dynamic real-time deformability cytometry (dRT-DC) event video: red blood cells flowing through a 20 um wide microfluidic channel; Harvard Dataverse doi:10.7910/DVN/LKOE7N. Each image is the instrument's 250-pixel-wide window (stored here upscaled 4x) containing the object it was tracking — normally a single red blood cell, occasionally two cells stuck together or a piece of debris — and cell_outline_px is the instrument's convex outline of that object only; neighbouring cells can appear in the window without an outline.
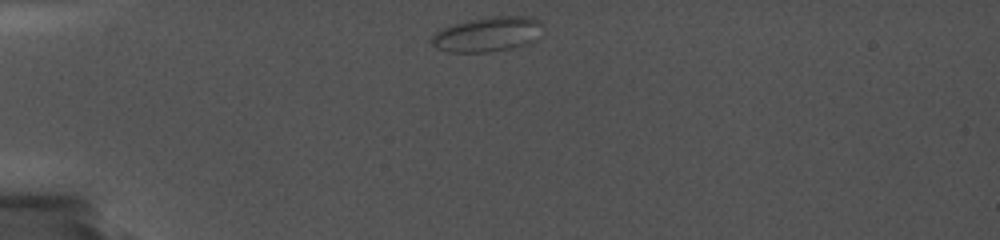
{"species": "common noctule bat (a hibernating species)", "species_latin": "Nyctalus noctula", "temperature_condition": "cold", "stored_images_in_passage": 36, "camera_frame_rate_fps": 5000, "um_per_image_px": 0.085, "animal": {"sex": "female", "body_mass_g": 19.0, "forearm_length_mm": 56.7}, "frame": {"image": 1, "passage_image": 1, "time_ms": 0.0, "image_size_px": [1000, 240], "cell_outline_px": [[540, 36], [524, 44], [508, 48], [488, 52], [448, 52], [436, 48], [432, 44], [432, 36], [436, 32], [452, 24], [468, 20], [496, 16], [532, 16], [540, 20]], "centroid_in_image_um": [41.42, 2.9], "position_along_channel_um": 43.6, "area_um2": 22.25}}
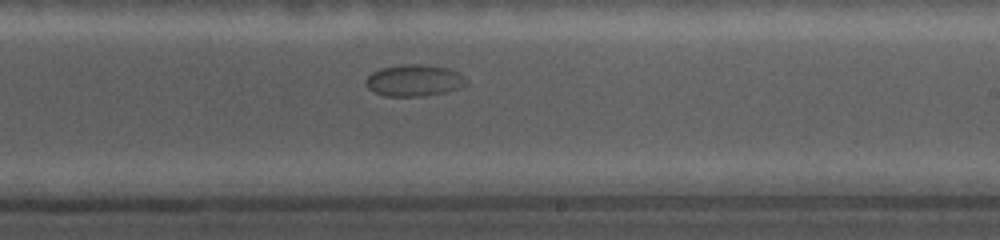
{"frame": {"image": 2, "passage_image": 21, "time_ms": 7.6, "image_size_px": [1000, 240], "cell_outline_px": [[468, 84], [460, 88], [444, 92], [424, 96], [384, 96], [372, 92], [364, 84], [364, 80], [372, 72], [380, 68], [408, 64], [420, 64], [448, 68], [460, 72], [468, 80]], "centroid_in_image_um": [35.2, 6.84], "position_along_channel_um": 253.8, "area_um2": 18.79}}
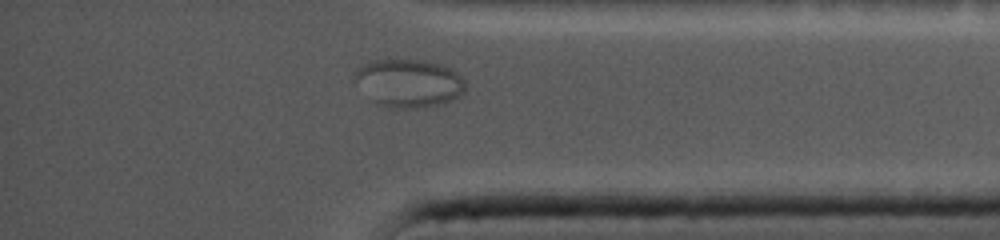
{"frame": {"image": 3, "passage_image": 32, "time_ms": 12.0, "image_size_px": [1000, 240], "cell_outline_px": [[464, 92], [452, 100], [444, 104], [420, 108], [392, 108], [376, 100], [352, 80], [352, 76], [364, 64], [388, 56], [420, 60], [444, 64], [456, 72], [464, 80]], "centroid_in_image_um": [34.78, 7.01], "position_along_channel_um": 400.4, "area_um2": 31.15}}